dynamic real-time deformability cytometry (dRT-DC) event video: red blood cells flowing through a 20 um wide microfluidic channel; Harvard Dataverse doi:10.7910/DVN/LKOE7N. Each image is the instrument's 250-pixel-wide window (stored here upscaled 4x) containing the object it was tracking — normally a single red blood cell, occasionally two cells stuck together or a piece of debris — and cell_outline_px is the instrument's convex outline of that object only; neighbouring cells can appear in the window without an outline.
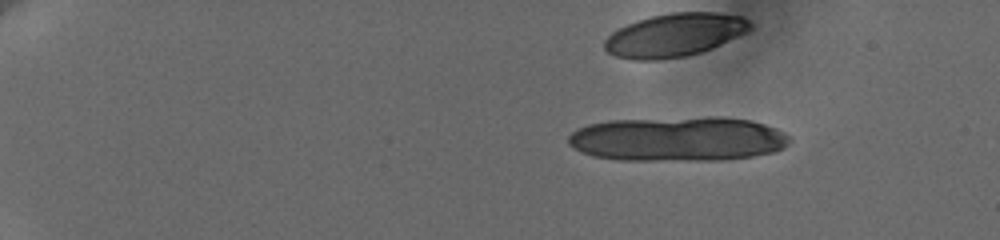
{"species": "human", "species_latin": "Homo sapiens", "temperature_condition": "cold", "stored_images_in_passage": 15, "camera_frame_rate_fps": 3000, "um_per_image_px": 0.085, "donor": {"sex": "female"}, "frame": {"image": 1, "passage_image": 1, "time_ms": 0.0, "image_size_px": [1000, 240], "cell_outline_px": [[792, 140], [784, 148], [776, 152], [728, 160], [620, 160], [592, 156], [568, 144], [568, 136], [572, 132], [588, 124], [608, 120], [704, 116], [724, 116], [752, 120], [776, 128], [784, 132]], "centroid_in_image_um": [57.67, 11.8], "position_along_channel_um": 27.3, "area_um2": 58.26}}